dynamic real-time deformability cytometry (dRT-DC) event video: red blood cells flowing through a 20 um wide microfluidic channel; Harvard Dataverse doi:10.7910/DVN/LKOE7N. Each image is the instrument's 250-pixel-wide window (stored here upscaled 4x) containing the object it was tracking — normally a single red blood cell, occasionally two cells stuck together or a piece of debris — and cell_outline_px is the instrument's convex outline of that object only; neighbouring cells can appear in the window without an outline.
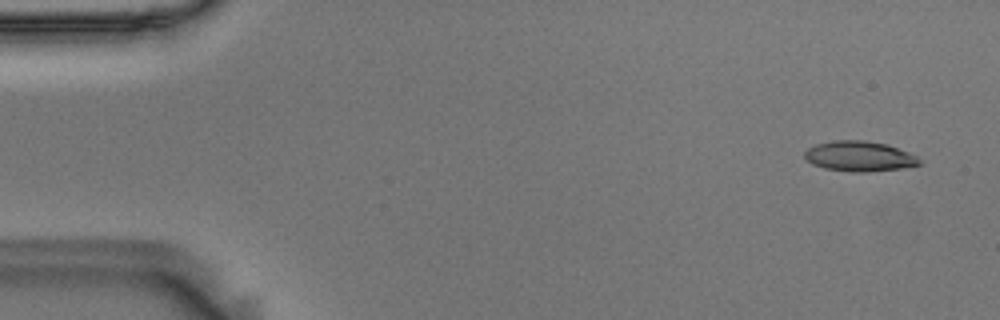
{"species": "Egyptian fruit bat (a non-hibernating species)", "species_latin": "Rousettus aegyptiacus", "temperature_condition": "room temperature", "stored_images_in_passage": 55, "camera_frame_rate_fps": 3000, "um_per_image_px": 0.085, "animal": {"sex": "male"}, "frame": {"image": 1, "passage_image": 3, "time_ms": 0.667, "image_size_px": [1000, 320], "cell_outline_px": [[920, 164], [900, 168], [864, 172], [852, 172], [824, 168], [812, 164], [804, 156], [804, 152], [808, 148], [816, 144], [832, 140], [864, 140], [888, 144], [908, 152], [916, 156], [920, 160]], "centroid_in_image_um": [73.02, 13.27], "position_along_channel_um": 12.0, "area_um2": 20.11}}
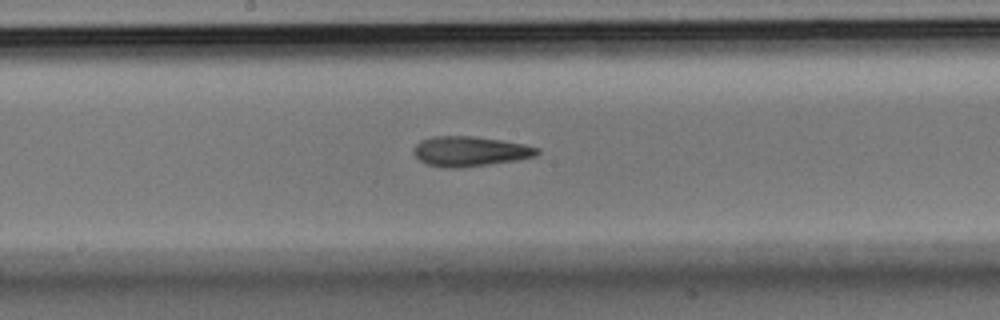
{"frame": {"image": 2, "passage_image": 29, "time_ms": 9.333, "image_size_px": [1000, 320], "cell_outline_px": [[540, 152], [536, 156], [516, 160], [488, 164], [456, 168], [448, 168], [428, 164], [420, 160], [412, 152], [416, 144], [420, 140], [432, 136], [476, 136], [524, 144], [540, 148]], "centroid_in_image_um": [39.95, 12.85], "position_along_channel_um": 208.3, "area_um2": 21.5}}
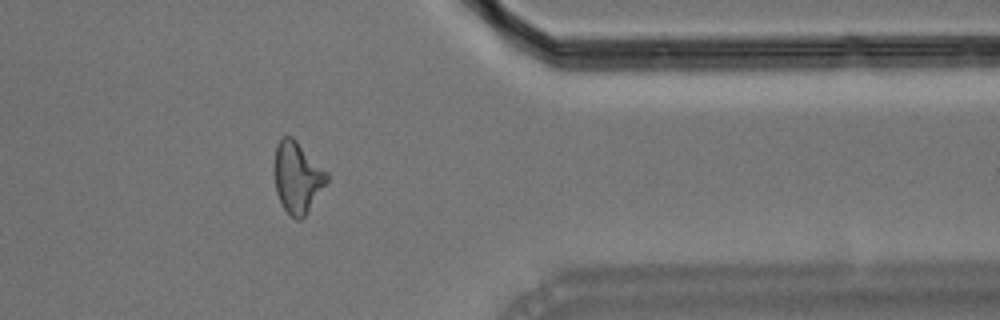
{"frame": {"image": 3, "passage_image": 45, "time_ms": 14.667, "image_size_px": [1000, 320], "cell_outline_px": [[328, 180], [304, 216], [300, 220], [296, 220], [284, 208], [276, 192], [272, 172], [272, 164], [276, 144], [280, 136], [292, 136], [328, 172]], "centroid_in_image_um": [25.22, 15.01], "position_along_channel_um": 386.2, "area_um2": 22.02}, "authors_computed_cell_mechanics": {"area_um2": 20.9814, "velocity_mm_per_s": 3.6118, "shape_relaxation_time_tau1_ms": null, "shape_relaxation_time_tau2_ms": 4.0982, "deformation_change_tau1": null, "deformation_change_tau2": 0.1499}}